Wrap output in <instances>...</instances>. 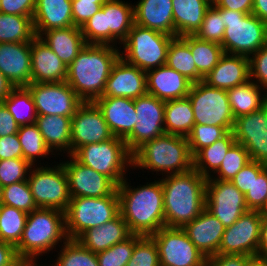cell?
I'll use <instances>...</instances> for the list:
<instances>
[{
	"instance_id": "obj_1",
	"label": "cell",
	"mask_w": 267,
	"mask_h": 266,
	"mask_svg": "<svg viewBox=\"0 0 267 266\" xmlns=\"http://www.w3.org/2000/svg\"><path fill=\"white\" fill-rule=\"evenodd\" d=\"M127 180L125 178L117 186L120 214L132 234L151 236L165 227L161 180L147 182L146 185L136 188L132 187Z\"/></svg>"
},
{
	"instance_id": "obj_2",
	"label": "cell",
	"mask_w": 267,
	"mask_h": 266,
	"mask_svg": "<svg viewBox=\"0 0 267 266\" xmlns=\"http://www.w3.org/2000/svg\"><path fill=\"white\" fill-rule=\"evenodd\" d=\"M119 48L86 44L68 66L66 82L84 102L103 95L111 70L120 58Z\"/></svg>"
},
{
	"instance_id": "obj_3",
	"label": "cell",
	"mask_w": 267,
	"mask_h": 266,
	"mask_svg": "<svg viewBox=\"0 0 267 266\" xmlns=\"http://www.w3.org/2000/svg\"><path fill=\"white\" fill-rule=\"evenodd\" d=\"M164 197L165 227L182 228L205 208L207 178L194 168L161 179Z\"/></svg>"
},
{
	"instance_id": "obj_4",
	"label": "cell",
	"mask_w": 267,
	"mask_h": 266,
	"mask_svg": "<svg viewBox=\"0 0 267 266\" xmlns=\"http://www.w3.org/2000/svg\"><path fill=\"white\" fill-rule=\"evenodd\" d=\"M133 167L160 172L163 176L184 173L193 168L187 137L164 133L145 142L133 154ZM165 174V175H164Z\"/></svg>"
},
{
	"instance_id": "obj_5",
	"label": "cell",
	"mask_w": 267,
	"mask_h": 266,
	"mask_svg": "<svg viewBox=\"0 0 267 266\" xmlns=\"http://www.w3.org/2000/svg\"><path fill=\"white\" fill-rule=\"evenodd\" d=\"M63 239V240H62ZM68 239L65 230V212L53 208H37L28 213L20 242L15 246L20 257L39 259L59 242Z\"/></svg>"
},
{
	"instance_id": "obj_6",
	"label": "cell",
	"mask_w": 267,
	"mask_h": 266,
	"mask_svg": "<svg viewBox=\"0 0 267 266\" xmlns=\"http://www.w3.org/2000/svg\"><path fill=\"white\" fill-rule=\"evenodd\" d=\"M134 23V5L122 0H107L81 31L87 44L117 47V43L120 45L127 38Z\"/></svg>"
},
{
	"instance_id": "obj_7",
	"label": "cell",
	"mask_w": 267,
	"mask_h": 266,
	"mask_svg": "<svg viewBox=\"0 0 267 266\" xmlns=\"http://www.w3.org/2000/svg\"><path fill=\"white\" fill-rule=\"evenodd\" d=\"M72 156L81 164L107 176L116 186L126 178L127 168L133 169V156L123 139L113 137L100 143L83 145Z\"/></svg>"
},
{
	"instance_id": "obj_8",
	"label": "cell",
	"mask_w": 267,
	"mask_h": 266,
	"mask_svg": "<svg viewBox=\"0 0 267 266\" xmlns=\"http://www.w3.org/2000/svg\"><path fill=\"white\" fill-rule=\"evenodd\" d=\"M225 33L222 48L226 54L250 57L267 45V23L252 13L222 8Z\"/></svg>"
},
{
	"instance_id": "obj_9",
	"label": "cell",
	"mask_w": 267,
	"mask_h": 266,
	"mask_svg": "<svg viewBox=\"0 0 267 266\" xmlns=\"http://www.w3.org/2000/svg\"><path fill=\"white\" fill-rule=\"evenodd\" d=\"M173 38L134 23L127 38L121 43L124 50H120V57L147 72L166 63L168 47Z\"/></svg>"
},
{
	"instance_id": "obj_10",
	"label": "cell",
	"mask_w": 267,
	"mask_h": 266,
	"mask_svg": "<svg viewBox=\"0 0 267 266\" xmlns=\"http://www.w3.org/2000/svg\"><path fill=\"white\" fill-rule=\"evenodd\" d=\"M119 211L117 189L105 197L71 198L65 211V230L68 239H77L87 229L114 219Z\"/></svg>"
},
{
	"instance_id": "obj_11",
	"label": "cell",
	"mask_w": 267,
	"mask_h": 266,
	"mask_svg": "<svg viewBox=\"0 0 267 266\" xmlns=\"http://www.w3.org/2000/svg\"><path fill=\"white\" fill-rule=\"evenodd\" d=\"M44 166L41 164L40 166L38 164L37 168L32 166L28 174L27 181L34 202L37 208H53L65 212L71 195L63 164L60 162L57 166L50 167L48 164Z\"/></svg>"
},
{
	"instance_id": "obj_12",
	"label": "cell",
	"mask_w": 267,
	"mask_h": 266,
	"mask_svg": "<svg viewBox=\"0 0 267 266\" xmlns=\"http://www.w3.org/2000/svg\"><path fill=\"white\" fill-rule=\"evenodd\" d=\"M195 124L233 128L234 116L226 90L209 86L203 80L192 84L189 94Z\"/></svg>"
},
{
	"instance_id": "obj_13",
	"label": "cell",
	"mask_w": 267,
	"mask_h": 266,
	"mask_svg": "<svg viewBox=\"0 0 267 266\" xmlns=\"http://www.w3.org/2000/svg\"><path fill=\"white\" fill-rule=\"evenodd\" d=\"M151 237L157 244L160 266H205L206 257L179 227H162Z\"/></svg>"
},
{
	"instance_id": "obj_14",
	"label": "cell",
	"mask_w": 267,
	"mask_h": 266,
	"mask_svg": "<svg viewBox=\"0 0 267 266\" xmlns=\"http://www.w3.org/2000/svg\"><path fill=\"white\" fill-rule=\"evenodd\" d=\"M134 106L138 118L132 133L124 140L132 154L145 142L166 133L165 101L147 93L134 99Z\"/></svg>"
},
{
	"instance_id": "obj_15",
	"label": "cell",
	"mask_w": 267,
	"mask_h": 266,
	"mask_svg": "<svg viewBox=\"0 0 267 266\" xmlns=\"http://www.w3.org/2000/svg\"><path fill=\"white\" fill-rule=\"evenodd\" d=\"M262 219V211H246L225 228L218 254L256 256Z\"/></svg>"
},
{
	"instance_id": "obj_16",
	"label": "cell",
	"mask_w": 267,
	"mask_h": 266,
	"mask_svg": "<svg viewBox=\"0 0 267 266\" xmlns=\"http://www.w3.org/2000/svg\"><path fill=\"white\" fill-rule=\"evenodd\" d=\"M205 208L225 227L231 226L249 210L245 195L232 182L218 179H207Z\"/></svg>"
},
{
	"instance_id": "obj_17",
	"label": "cell",
	"mask_w": 267,
	"mask_h": 266,
	"mask_svg": "<svg viewBox=\"0 0 267 266\" xmlns=\"http://www.w3.org/2000/svg\"><path fill=\"white\" fill-rule=\"evenodd\" d=\"M27 88L34 99L37 115H59L72 118L84 102L66 81L31 83Z\"/></svg>"
},
{
	"instance_id": "obj_18",
	"label": "cell",
	"mask_w": 267,
	"mask_h": 266,
	"mask_svg": "<svg viewBox=\"0 0 267 266\" xmlns=\"http://www.w3.org/2000/svg\"><path fill=\"white\" fill-rule=\"evenodd\" d=\"M113 137L98 106L93 101L83 102L71 118V155L83 145Z\"/></svg>"
},
{
	"instance_id": "obj_19",
	"label": "cell",
	"mask_w": 267,
	"mask_h": 266,
	"mask_svg": "<svg viewBox=\"0 0 267 266\" xmlns=\"http://www.w3.org/2000/svg\"><path fill=\"white\" fill-rule=\"evenodd\" d=\"M232 132L251 160L267 165V103L259 110L236 118Z\"/></svg>"
},
{
	"instance_id": "obj_20",
	"label": "cell",
	"mask_w": 267,
	"mask_h": 266,
	"mask_svg": "<svg viewBox=\"0 0 267 266\" xmlns=\"http://www.w3.org/2000/svg\"><path fill=\"white\" fill-rule=\"evenodd\" d=\"M63 161V167L68 176L71 198L75 197H105L110 196L117 186L105 175L78 162L72 155Z\"/></svg>"
},
{
	"instance_id": "obj_21",
	"label": "cell",
	"mask_w": 267,
	"mask_h": 266,
	"mask_svg": "<svg viewBox=\"0 0 267 266\" xmlns=\"http://www.w3.org/2000/svg\"><path fill=\"white\" fill-rule=\"evenodd\" d=\"M147 93L146 72L120 57L111 70L101 97L136 99Z\"/></svg>"
},
{
	"instance_id": "obj_22",
	"label": "cell",
	"mask_w": 267,
	"mask_h": 266,
	"mask_svg": "<svg viewBox=\"0 0 267 266\" xmlns=\"http://www.w3.org/2000/svg\"><path fill=\"white\" fill-rule=\"evenodd\" d=\"M225 228L222 222L206 208L194 220L182 227L188 238L206 258L218 254Z\"/></svg>"
},
{
	"instance_id": "obj_23",
	"label": "cell",
	"mask_w": 267,
	"mask_h": 266,
	"mask_svg": "<svg viewBox=\"0 0 267 266\" xmlns=\"http://www.w3.org/2000/svg\"><path fill=\"white\" fill-rule=\"evenodd\" d=\"M31 42L0 43V71L14 85L31 84Z\"/></svg>"
},
{
	"instance_id": "obj_24",
	"label": "cell",
	"mask_w": 267,
	"mask_h": 266,
	"mask_svg": "<svg viewBox=\"0 0 267 266\" xmlns=\"http://www.w3.org/2000/svg\"><path fill=\"white\" fill-rule=\"evenodd\" d=\"M31 83H58L67 79V66L39 37L31 41Z\"/></svg>"
},
{
	"instance_id": "obj_25",
	"label": "cell",
	"mask_w": 267,
	"mask_h": 266,
	"mask_svg": "<svg viewBox=\"0 0 267 266\" xmlns=\"http://www.w3.org/2000/svg\"><path fill=\"white\" fill-rule=\"evenodd\" d=\"M101 110L113 135L125 140L136 124L134 99L126 97H99L93 101Z\"/></svg>"
},
{
	"instance_id": "obj_26",
	"label": "cell",
	"mask_w": 267,
	"mask_h": 266,
	"mask_svg": "<svg viewBox=\"0 0 267 266\" xmlns=\"http://www.w3.org/2000/svg\"><path fill=\"white\" fill-rule=\"evenodd\" d=\"M146 83L148 94L163 101L187 97L193 84L166 64L147 71Z\"/></svg>"
},
{
	"instance_id": "obj_27",
	"label": "cell",
	"mask_w": 267,
	"mask_h": 266,
	"mask_svg": "<svg viewBox=\"0 0 267 266\" xmlns=\"http://www.w3.org/2000/svg\"><path fill=\"white\" fill-rule=\"evenodd\" d=\"M250 80L249 57L226 54L203 79L209 86L229 90Z\"/></svg>"
},
{
	"instance_id": "obj_28",
	"label": "cell",
	"mask_w": 267,
	"mask_h": 266,
	"mask_svg": "<svg viewBox=\"0 0 267 266\" xmlns=\"http://www.w3.org/2000/svg\"><path fill=\"white\" fill-rule=\"evenodd\" d=\"M35 36L51 29L74 26L72 0H36L32 18Z\"/></svg>"
},
{
	"instance_id": "obj_29",
	"label": "cell",
	"mask_w": 267,
	"mask_h": 266,
	"mask_svg": "<svg viewBox=\"0 0 267 266\" xmlns=\"http://www.w3.org/2000/svg\"><path fill=\"white\" fill-rule=\"evenodd\" d=\"M135 24L174 37L172 0H139L134 5Z\"/></svg>"
},
{
	"instance_id": "obj_30",
	"label": "cell",
	"mask_w": 267,
	"mask_h": 266,
	"mask_svg": "<svg viewBox=\"0 0 267 266\" xmlns=\"http://www.w3.org/2000/svg\"><path fill=\"white\" fill-rule=\"evenodd\" d=\"M132 235L127 223L119 213L114 219L106 223L87 229L77 240L93 253L107 250L116 243H120Z\"/></svg>"
},
{
	"instance_id": "obj_31",
	"label": "cell",
	"mask_w": 267,
	"mask_h": 266,
	"mask_svg": "<svg viewBox=\"0 0 267 266\" xmlns=\"http://www.w3.org/2000/svg\"><path fill=\"white\" fill-rule=\"evenodd\" d=\"M40 38L67 67L87 44L81 28L75 26L45 31Z\"/></svg>"
},
{
	"instance_id": "obj_32",
	"label": "cell",
	"mask_w": 267,
	"mask_h": 266,
	"mask_svg": "<svg viewBox=\"0 0 267 266\" xmlns=\"http://www.w3.org/2000/svg\"><path fill=\"white\" fill-rule=\"evenodd\" d=\"M35 124L52 153L64 151L63 154L71 155V117L37 115Z\"/></svg>"
},
{
	"instance_id": "obj_33",
	"label": "cell",
	"mask_w": 267,
	"mask_h": 266,
	"mask_svg": "<svg viewBox=\"0 0 267 266\" xmlns=\"http://www.w3.org/2000/svg\"><path fill=\"white\" fill-rule=\"evenodd\" d=\"M172 2L174 37L195 35L212 3L208 0H172Z\"/></svg>"
},
{
	"instance_id": "obj_34",
	"label": "cell",
	"mask_w": 267,
	"mask_h": 266,
	"mask_svg": "<svg viewBox=\"0 0 267 266\" xmlns=\"http://www.w3.org/2000/svg\"><path fill=\"white\" fill-rule=\"evenodd\" d=\"M234 118L259 110L267 103V93L251 79L226 90Z\"/></svg>"
},
{
	"instance_id": "obj_35",
	"label": "cell",
	"mask_w": 267,
	"mask_h": 266,
	"mask_svg": "<svg viewBox=\"0 0 267 266\" xmlns=\"http://www.w3.org/2000/svg\"><path fill=\"white\" fill-rule=\"evenodd\" d=\"M236 143L232 131L215 141L212 145L203 147L193 156V168L205 178H210L220 167L225 155ZM212 170V171H211Z\"/></svg>"
},
{
	"instance_id": "obj_36",
	"label": "cell",
	"mask_w": 267,
	"mask_h": 266,
	"mask_svg": "<svg viewBox=\"0 0 267 266\" xmlns=\"http://www.w3.org/2000/svg\"><path fill=\"white\" fill-rule=\"evenodd\" d=\"M194 125V112L188 97L165 101L166 133L187 137Z\"/></svg>"
},
{
	"instance_id": "obj_37",
	"label": "cell",
	"mask_w": 267,
	"mask_h": 266,
	"mask_svg": "<svg viewBox=\"0 0 267 266\" xmlns=\"http://www.w3.org/2000/svg\"><path fill=\"white\" fill-rule=\"evenodd\" d=\"M181 38L190 47L198 70V82L202 81L218 64L225 52L220 44L201 40L195 35H186Z\"/></svg>"
},
{
	"instance_id": "obj_38",
	"label": "cell",
	"mask_w": 267,
	"mask_h": 266,
	"mask_svg": "<svg viewBox=\"0 0 267 266\" xmlns=\"http://www.w3.org/2000/svg\"><path fill=\"white\" fill-rule=\"evenodd\" d=\"M32 18L0 12V43L31 42L35 37Z\"/></svg>"
},
{
	"instance_id": "obj_39",
	"label": "cell",
	"mask_w": 267,
	"mask_h": 266,
	"mask_svg": "<svg viewBox=\"0 0 267 266\" xmlns=\"http://www.w3.org/2000/svg\"><path fill=\"white\" fill-rule=\"evenodd\" d=\"M167 66L176 70L193 84L198 82V70L189 45L181 38L174 37L168 47Z\"/></svg>"
},
{
	"instance_id": "obj_40",
	"label": "cell",
	"mask_w": 267,
	"mask_h": 266,
	"mask_svg": "<svg viewBox=\"0 0 267 266\" xmlns=\"http://www.w3.org/2000/svg\"><path fill=\"white\" fill-rule=\"evenodd\" d=\"M2 103L19 126L35 123L37 112L32 94L27 87H15Z\"/></svg>"
},
{
	"instance_id": "obj_41",
	"label": "cell",
	"mask_w": 267,
	"mask_h": 266,
	"mask_svg": "<svg viewBox=\"0 0 267 266\" xmlns=\"http://www.w3.org/2000/svg\"><path fill=\"white\" fill-rule=\"evenodd\" d=\"M17 134L22 148L23 159L32 166L37 162L36 158H45L46 156L48 158V155H54L46 146L43 136L35 123L19 126Z\"/></svg>"
},
{
	"instance_id": "obj_42",
	"label": "cell",
	"mask_w": 267,
	"mask_h": 266,
	"mask_svg": "<svg viewBox=\"0 0 267 266\" xmlns=\"http://www.w3.org/2000/svg\"><path fill=\"white\" fill-rule=\"evenodd\" d=\"M28 213L4 204L0 205V241L16 246L22 237Z\"/></svg>"
},
{
	"instance_id": "obj_43",
	"label": "cell",
	"mask_w": 267,
	"mask_h": 266,
	"mask_svg": "<svg viewBox=\"0 0 267 266\" xmlns=\"http://www.w3.org/2000/svg\"><path fill=\"white\" fill-rule=\"evenodd\" d=\"M55 261L51 266H99L96 253L88 250L77 239H67Z\"/></svg>"
},
{
	"instance_id": "obj_44",
	"label": "cell",
	"mask_w": 267,
	"mask_h": 266,
	"mask_svg": "<svg viewBox=\"0 0 267 266\" xmlns=\"http://www.w3.org/2000/svg\"><path fill=\"white\" fill-rule=\"evenodd\" d=\"M250 161L251 159L247 150L243 145L236 142L225 155L219 169L207 179L231 181Z\"/></svg>"
},
{
	"instance_id": "obj_45",
	"label": "cell",
	"mask_w": 267,
	"mask_h": 266,
	"mask_svg": "<svg viewBox=\"0 0 267 266\" xmlns=\"http://www.w3.org/2000/svg\"><path fill=\"white\" fill-rule=\"evenodd\" d=\"M0 204L14 207L26 213H31L37 209L27 180L2 187Z\"/></svg>"
},
{
	"instance_id": "obj_46",
	"label": "cell",
	"mask_w": 267,
	"mask_h": 266,
	"mask_svg": "<svg viewBox=\"0 0 267 266\" xmlns=\"http://www.w3.org/2000/svg\"><path fill=\"white\" fill-rule=\"evenodd\" d=\"M126 266H160L156 242L151 236L135 234V246Z\"/></svg>"
},
{
	"instance_id": "obj_47",
	"label": "cell",
	"mask_w": 267,
	"mask_h": 266,
	"mask_svg": "<svg viewBox=\"0 0 267 266\" xmlns=\"http://www.w3.org/2000/svg\"><path fill=\"white\" fill-rule=\"evenodd\" d=\"M233 128H223L215 125L195 124L187 136L191 155L194 156L203 147L212 145L218 139L224 137Z\"/></svg>"
},
{
	"instance_id": "obj_48",
	"label": "cell",
	"mask_w": 267,
	"mask_h": 266,
	"mask_svg": "<svg viewBox=\"0 0 267 266\" xmlns=\"http://www.w3.org/2000/svg\"><path fill=\"white\" fill-rule=\"evenodd\" d=\"M226 26L222 18V8L213 4L206 11L200 29L195 36L201 40L222 44Z\"/></svg>"
},
{
	"instance_id": "obj_49",
	"label": "cell",
	"mask_w": 267,
	"mask_h": 266,
	"mask_svg": "<svg viewBox=\"0 0 267 266\" xmlns=\"http://www.w3.org/2000/svg\"><path fill=\"white\" fill-rule=\"evenodd\" d=\"M135 246V234L96 254L99 266H126Z\"/></svg>"
},
{
	"instance_id": "obj_50",
	"label": "cell",
	"mask_w": 267,
	"mask_h": 266,
	"mask_svg": "<svg viewBox=\"0 0 267 266\" xmlns=\"http://www.w3.org/2000/svg\"><path fill=\"white\" fill-rule=\"evenodd\" d=\"M32 165L21 158L0 160V184L2 187L26 181Z\"/></svg>"
},
{
	"instance_id": "obj_51",
	"label": "cell",
	"mask_w": 267,
	"mask_h": 266,
	"mask_svg": "<svg viewBox=\"0 0 267 266\" xmlns=\"http://www.w3.org/2000/svg\"><path fill=\"white\" fill-rule=\"evenodd\" d=\"M245 201L249 210L263 212L267 207V167L259 175H253V184L245 194Z\"/></svg>"
},
{
	"instance_id": "obj_52",
	"label": "cell",
	"mask_w": 267,
	"mask_h": 266,
	"mask_svg": "<svg viewBox=\"0 0 267 266\" xmlns=\"http://www.w3.org/2000/svg\"><path fill=\"white\" fill-rule=\"evenodd\" d=\"M249 69L250 79L267 93V45L249 57Z\"/></svg>"
},
{
	"instance_id": "obj_53",
	"label": "cell",
	"mask_w": 267,
	"mask_h": 266,
	"mask_svg": "<svg viewBox=\"0 0 267 266\" xmlns=\"http://www.w3.org/2000/svg\"><path fill=\"white\" fill-rule=\"evenodd\" d=\"M266 167V164L251 160L230 182L245 195L251 190L253 175H259Z\"/></svg>"
},
{
	"instance_id": "obj_54",
	"label": "cell",
	"mask_w": 267,
	"mask_h": 266,
	"mask_svg": "<svg viewBox=\"0 0 267 266\" xmlns=\"http://www.w3.org/2000/svg\"><path fill=\"white\" fill-rule=\"evenodd\" d=\"M104 3L72 1V18L75 27L81 28L90 17L98 12Z\"/></svg>"
},
{
	"instance_id": "obj_55",
	"label": "cell",
	"mask_w": 267,
	"mask_h": 266,
	"mask_svg": "<svg viewBox=\"0 0 267 266\" xmlns=\"http://www.w3.org/2000/svg\"><path fill=\"white\" fill-rule=\"evenodd\" d=\"M36 0H0V12L19 16H33Z\"/></svg>"
},
{
	"instance_id": "obj_56",
	"label": "cell",
	"mask_w": 267,
	"mask_h": 266,
	"mask_svg": "<svg viewBox=\"0 0 267 266\" xmlns=\"http://www.w3.org/2000/svg\"><path fill=\"white\" fill-rule=\"evenodd\" d=\"M13 158L23 159L18 134L0 137V160Z\"/></svg>"
},
{
	"instance_id": "obj_57",
	"label": "cell",
	"mask_w": 267,
	"mask_h": 266,
	"mask_svg": "<svg viewBox=\"0 0 267 266\" xmlns=\"http://www.w3.org/2000/svg\"><path fill=\"white\" fill-rule=\"evenodd\" d=\"M249 257L246 255L216 254L206 258L205 266H245Z\"/></svg>"
},
{
	"instance_id": "obj_58",
	"label": "cell",
	"mask_w": 267,
	"mask_h": 266,
	"mask_svg": "<svg viewBox=\"0 0 267 266\" xmlns=\"http://www.w3.org/2000/svg\"><path fill=\"white\" fill-rule=\"evenodd\" d=\"M19 125L5 105L0 102V137L17 134Z\"/></svg>"
},
{
	"instance_id": "obj_59",
	"label": "cell",
	"mask_w": 267,
	"mask_h": 266,
	"mask_svg": "<svg viewBox=\"0 0 267 266\" xmlns=\"http://www.w3.org/2000/svg\"><path fill=\"white\" fill-rule=\"evenodd\" d=\"M254 0H215L213 5L217 8H224L242 13H252Z\"/></svg>"
},
{
	"instance_id": "obj_60",
	"label": "cell",
	"mask_w": 267,
	"mask_h": 266,
	"mask_svg": "<svg viewBox=\"0 0 267 266\" xmlns=\"http://www.w3.org/2000/svg\"><path fill=\"white\" fill-rule=\"evenodd\" d=\"M17 257L14 245L0 241V266L9 265Z\"/></svg>"
},
{
	"instance_id": "obj_61",
	"label": "cell",
	"mask_w": 267,
	"mask_h": 266,
	"mask_svg": "<svg viewBox=\"0 0 267 266\" xmlns=\"http://www.w3.org/2000/svg\"><path fill=\"white\" fill-rule=\"evenodd\" d=\"M256 256L267 259V217L263 216Z\"/></svg>"
},
{
	"instance_id": "obj_62",
	"label": "cell",
	"mask_w": 267,
	"mask_h": 266,
	"mask_svg": "<svg viewBox=\"0 0 267 266\" xmlns=\"http://www.w3.org/2000/svg\"><path fill=\"white\" fill-rule=\"evenodd\" d=\"M252 14L267 23V0H254Z\"/></svg>"
},
{
	"instance_id": "obj_63",
	"label": "cell",
	"mask_w": 267,
	"mask_h": 266,
	"mask_svg": "<svg viewBox=\"0 0 267 266\" xmlns=\"http://www.w3.org/2000/svg\"><path fill=\"white\" fill-rule=\"evenodd\" d=\"M14 88V85L0 71V102H2Z\"/></svg>"
},
{
	"instance_id": "obj_64",
	"label": "cell",
	"mask_w": 267,
	"mask_h": 266,
	"mask_svg": "<svg viewBox=\"0 0 267 266\" xmlns=\"http://www.w3.org/2000/svg\"><path fill=\"white\" fill-rule=\"evenodd\" d=\"M36 262H38L37 259L18 256L7 266H40V265H37ZM43 265L44 264H42L41 266Z\"/></svg>"
},
{
	"instance_id": "obj_65",
	"label": "cell",
	"mask_w": 267,
	"mask_h": 266,
	"mask_svg": "<svg viewBox=\"0 0 267 266\" xmlns=\"http://www.w3.org/2000/svg\"><path fill=\"white\" fill-rule=\"evenodd\" d=\"M245 266H267V259L261 258L259 256H250L246 260Z\"/></svg>"
},
{
	"instance_id": "obj_66",
	"label": "cell",
	"mask_w": 267,
	"mask_h": 266,
	"mask_svg": "<svg viewBox=\"0 0 267 266\" xmlns=\"http://www.w3.org/2000/svg\"><path fill=\"white\" fill-rule=\"evenodd\" d=\"M72 1H87L93 3H105L107 0H72Z\"/></svg>"
},
{
	"instance_id": "obj_67",
	"label": "cell",
	"mask_w": 267,
	"mask_h": 266,
	"mask_svg": "<svg viewBox=\"0 0 267 266\" xmlns=\"http://www.w3.org/2000/svg\"><path fill=\"white\" fill-rule=\"evenodd\" d=\"M1 198H2V186L0 184V202H1Z\"/></svg>"
},
{
	"instance_id": "obj_68",
	"label": "cell",
	"mask_w": 267,
	"mask_h": 266,
	"mask_svg": "<svg viewBox=\"0 0 267 266\" xmlns=\"http://www.w3.org/2000/svg\"><path fill=\"white\" fill-rule=\"evenodd\" d=\"M263 216H266L267 217V207L263 211Z\"/></svg>"
},
{
	"instance_id": "obj_69",
	"label": "cell",
	"mask_w": 267,
	"mask_h": 266,
	"mask_svg": "<svg viewBox=\"0 0 267 266\" xmlns=\"http://www.w3.org/2000/svg\"><path fill=\"white\" fill-rule=\"evenodd\" d=\"M208 1L211 2V3L213 4L215 0H208Z\"/></svg>"
}]
</instances>
